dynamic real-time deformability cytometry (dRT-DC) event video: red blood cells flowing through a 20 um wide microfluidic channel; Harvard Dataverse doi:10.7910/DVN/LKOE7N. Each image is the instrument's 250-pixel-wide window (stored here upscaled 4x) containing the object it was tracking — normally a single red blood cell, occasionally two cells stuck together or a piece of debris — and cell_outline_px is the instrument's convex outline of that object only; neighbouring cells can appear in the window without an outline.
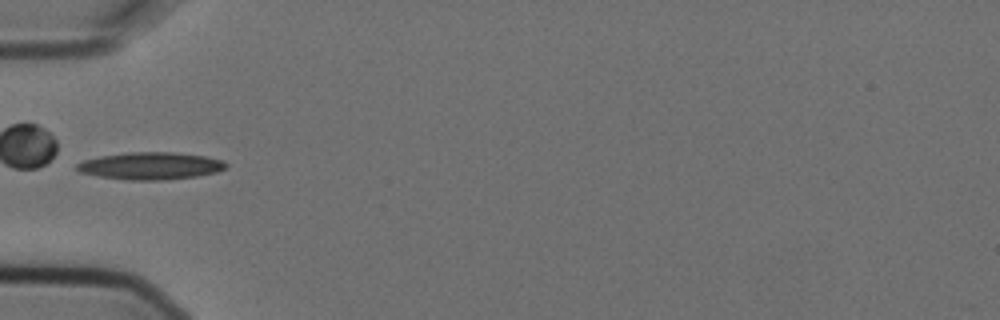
{"species": "Egyptian fruit bat (a non-hibernating species)", "species_latin": "Rousettus aegyptiacus", "temperature_condition": "cold", "stored_images_in_passage": 7, "camera_frame_rate_fps": 3000, "um_per_image_px": 0.085, "animal": {"sex": "female"}, "frame": {"image": 1, "passage_image": 3, "time_ms": 0.667, "image_size_px": [1000, 320], "cell_outline_px": [[228, 168], [216, 172], [196, 176], [164, 180], [128, 180], [100, 176], [80, 172], [76, 168], [76, 164], [84, 160], [100, 156], [128, 152], [172, 152], [204, 156], [224, 160], [228, 164]], "centroid_in_image_um": [12.83, 14.09], "position_along_channel_um": 72.2, "area_um2": 23.7}}
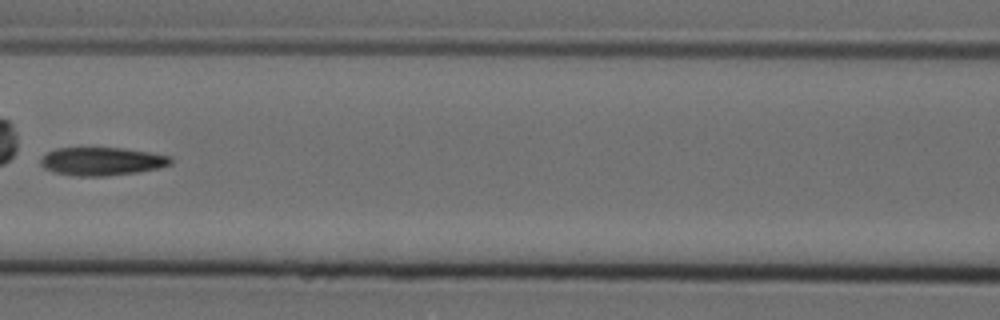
{"frame": {"image": 2, "passage_image": 5, "time_ms": 1.333, "image_size_px": [1000, 320], "cell_outline_px": [[172, 164], [160, 168], [136, 172], [104, 176], [76, 176], [56, 172], [44, 168], [40, 164], [40, 160], [48, 152], [56, 148], [124, 148], [172, 156]], "centroid_in_image_um": [8.69, 13.71], "position_along_channel_um": 157.9, "area_um2": 21.27}}